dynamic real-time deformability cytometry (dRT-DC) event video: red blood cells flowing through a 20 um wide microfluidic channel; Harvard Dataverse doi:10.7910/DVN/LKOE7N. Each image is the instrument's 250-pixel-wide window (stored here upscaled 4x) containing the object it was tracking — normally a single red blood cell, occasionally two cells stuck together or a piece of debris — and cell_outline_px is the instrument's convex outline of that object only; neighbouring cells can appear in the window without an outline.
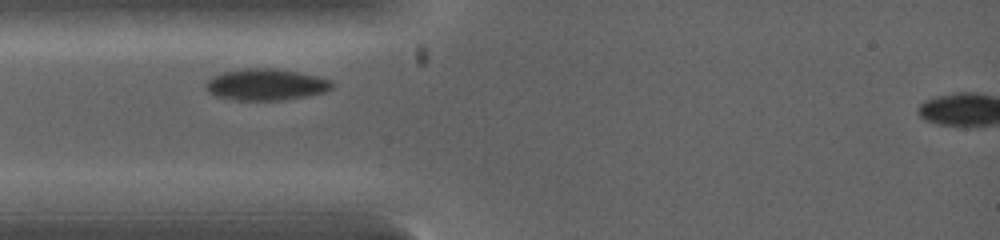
{"species": "common noctule bat (a hibernating species)", "species_latin": "Nyctalus noctula", "temperature_condition": "warm", "stored_images_in_passage": 5, "camera_frame_rate_fps": 5000, "um_per_image_px": 0.085, "animal": {"sex": "female", "body_mass_g": 19.0, "forearm_length_mm": 53.3}, "frame": {"image": 1, "passage_image": 3, "time_ms": 1.0, "image_size_px": [1000, 240], "cell_outline_px": [[332, 88], [324, 92], [304, 96], [280, 100], [236, 100], [216, 96], [208, 92], [204, 84], [208, 80], [224, 72], [248, 68], [276, 68], [316, 76], [328, 80], [332, 84]], "centroid_in_image_um": [22.57, 7.19], "position_along_channel_um": 62.4, "area_um2": 22.72}}